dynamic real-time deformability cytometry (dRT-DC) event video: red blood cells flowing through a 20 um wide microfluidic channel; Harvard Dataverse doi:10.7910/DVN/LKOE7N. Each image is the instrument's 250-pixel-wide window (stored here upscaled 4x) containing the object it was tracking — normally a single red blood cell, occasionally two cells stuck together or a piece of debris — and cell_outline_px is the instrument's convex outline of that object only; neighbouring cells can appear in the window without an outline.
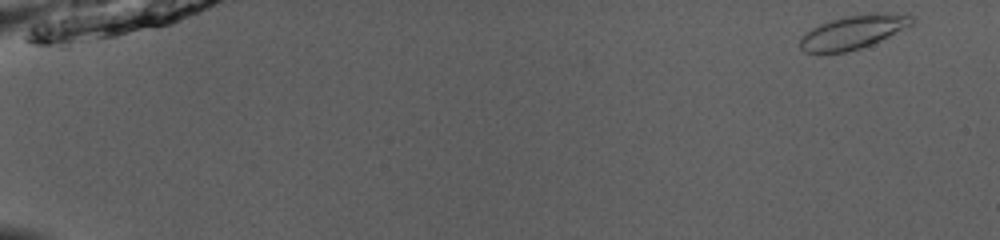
{"species": "common noctule bat (a hibernating species)", "species_latin": "Nyctalus noctula", "temperature_condition": "room temperature", "stored_images_in_passage": 51, "camera_frame_rate_fps": 3000, "um_per_image_px": 0.085, "animal": {"sex": "male", "body_mass_g": 13.0, "forearm_length_mm": 53.1}, "frame": {"image": 1, "passage_image": 1, "time_ms": 0.0, "image_size_px": [1000, 240], "cell_outline_px": [[916, 20], [912, 24], [872, 44], [860, 48], [844, 52], [804, 52], [800, 48], [800, 36], [812, 28], [820, 24], [844, 16], [868, 12], [884, 12], [916, 16]], "centroid_in_image_um": [72.54, 2.69], "position_along_channel_um": 12.5, "area_um2": 21.91}}
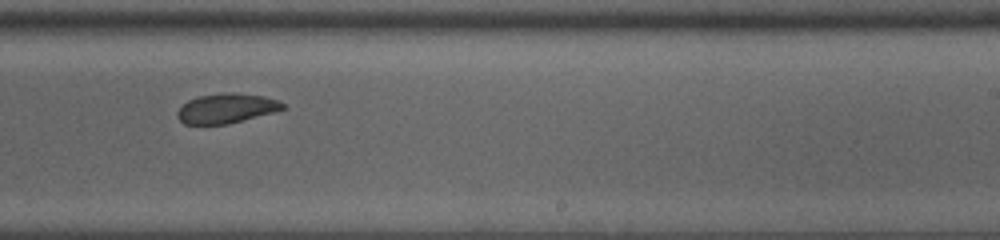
{"frame": {"image": 2, "passage_image": 33, "time_ms": 10.667, "image_size_px": [1000, 240], "cell_outline_px": [[288, 108], [228, 124], [184, 124], [176, 116], [176, 112], [188, 100], [200, 96], [224, 92], [232, 92], [264, 96], [276, 100], [284, 104]], "centroid_in_image_um": [19.24, 9.21], "position_along_channel_um": 269.8, "area_um2": 18.15}}
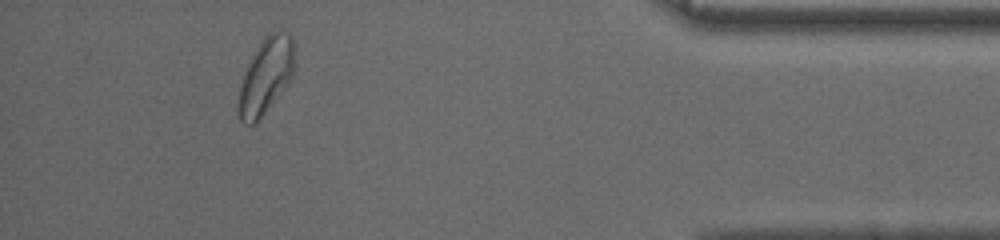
{"frame": {"image": 3, "passage_image": 47, "time_ms": 15.333, "image_size_px": [1000, 240], "cell_outline_px": [[296, 44], [292, 72], [288, 84], [260, 116], [252, 124], [244, 124], [240, 120], [240, 88], [244, 72], [248, 60], [264, 36], [272, 32], [288, 32], [292, 36]], "centroid_in_image_um": [22.63, 6.35], "position_along_channel_um": 412.6, "area_um2": 24.22}, "authors_computed_cell_mechanics": {"area_um2": 20.4034, "velocity_mm_per_s": 3.9295, "shape_relaxation_time_tau1_ms": null, "shape_relaxation_time_tau2_ms": 2.0743, "deformation_change_tau1": null, "deformation_change_tau2": 0.0675}}